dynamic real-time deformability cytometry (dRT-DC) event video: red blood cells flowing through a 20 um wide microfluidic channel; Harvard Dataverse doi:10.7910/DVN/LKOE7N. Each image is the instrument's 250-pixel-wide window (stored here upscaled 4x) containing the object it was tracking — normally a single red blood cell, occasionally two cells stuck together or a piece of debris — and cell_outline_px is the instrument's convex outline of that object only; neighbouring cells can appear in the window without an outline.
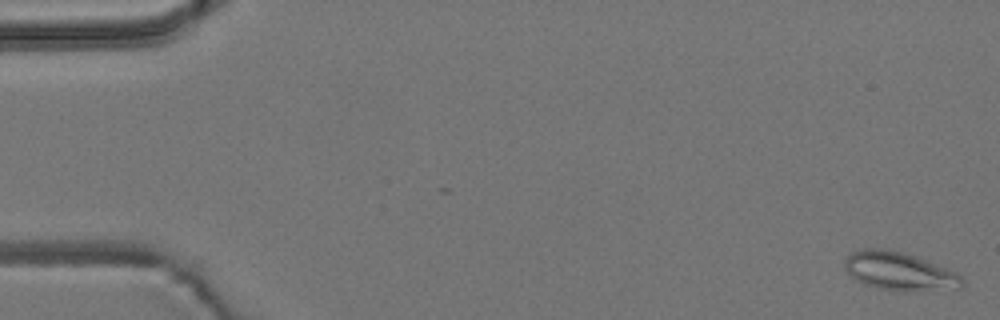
{"species": "common noctule bat (a hibernating species)", "species_latin": "Nyctalus noctula", "temperature_condition": "room temperature", "stored_images_in_passage": 5, "camera_frame_rate_fps": 3000, "um_per_image_px": 0.085, "animal": {"sex": "male", "body_mass_g": 19.2, "forearm_length_mm": 51.8}, "frame": {"image": 1, "passage_image": 1, "time_ms": 0.0, "image_size_px": [1000, 320], "cell_outline_px": [[964, 284], [960, 288], [920, 292], [904, 292], [880, 288], [864, 284], [856, 280], [844, 268], [844, 260], [852, 252], [864, 248], [884, 248], [900, 252], [924, 260], [956, 272], [964, 280]], "centroid_in_image_um": [76.45, 23.08], "position_along_channel_um": 8.6, "area_um2": 26.18}}